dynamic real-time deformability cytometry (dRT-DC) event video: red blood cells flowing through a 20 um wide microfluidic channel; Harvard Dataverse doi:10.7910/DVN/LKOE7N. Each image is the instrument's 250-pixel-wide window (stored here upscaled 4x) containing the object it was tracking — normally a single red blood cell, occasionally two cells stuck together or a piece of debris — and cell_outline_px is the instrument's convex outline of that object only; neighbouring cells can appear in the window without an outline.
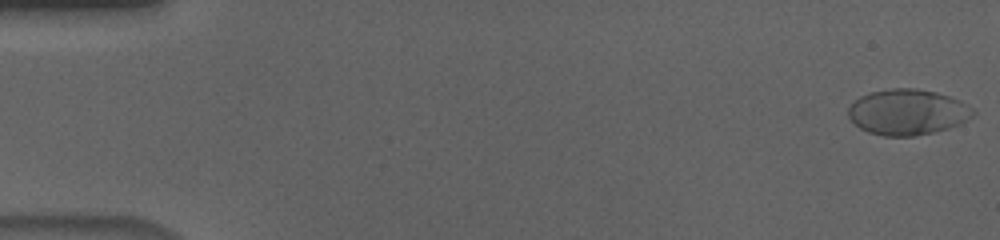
{"species": "human", "species_latin": "Homo sapiens", "temperature_condition": "cold", "stored_images_in_passage": 56, "camera_frame_rate_fps": 3000, "um_per_image_px": 0.085, "donor": {"sex": "male"}, "frame": {"image": 1, "passage_image": 1, "time_ms": 0.0, "image_size_px": [1000, 240], "cell_outline_px": [[976, 112], [972, 116], [960, 124], [948, 128], [932, 132], [912, 136], [884, 136], [868, 132], [860, 128], [848, 116], [848, 108], [860, 96], [872, 92], [892, 88], [916, 88], [936, 92], [960, 100], [972, 108]], "centroid_in_image_um": [77.14, 9.52], "position_along_channel_um": 7.9, "area_um2": 33.0}}
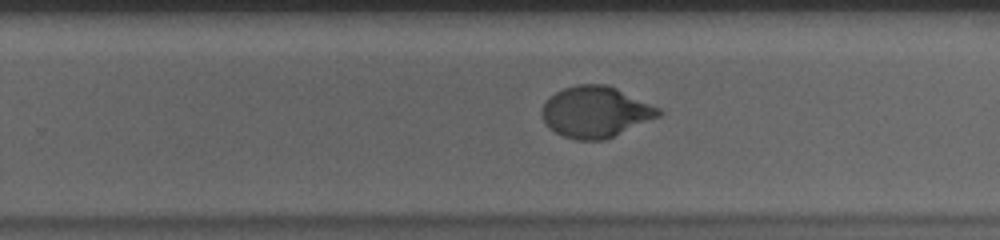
{"frame": {"image": 2, "passage_image": 36, "time_ms": 11.667, "image_size_px": [1000, 240], "cell_outline_px": [[664, 112], [660, 116], [604, 140], [576, 140], [564, 136], [556, 132], [544, 124], [540, 112], [544, 100], [556, 92], [564, 88], [576, 84], [604, 84], [616, 88], [660, 108]], "centroid_in_image_um": [50.59, 9.51], "position_along_channel_um": 279.2, "area_um2": 34.8}}
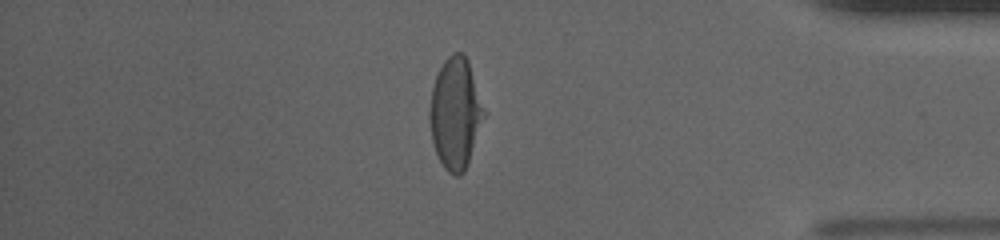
{"frame": {"image": 3, "passage_image": 48, "time_ms": 15.667, "image_size_px": [1000, 240], "cell_outline_px": [[484, 116], [468, 164], [464, 172], [460, 176], [456, 176], [448, 172], [444, 168], [436, 152], [432, 140], [428, 120], [428, 112], [432, 88], [436, 76], [444, 60], [452, 52], [460, 52], [468, 60], [484, 112]], "centroid_in_image_um": [38.67, 9.66], "position_along_channel_um": 396.5, "area_um2": 34.74}}